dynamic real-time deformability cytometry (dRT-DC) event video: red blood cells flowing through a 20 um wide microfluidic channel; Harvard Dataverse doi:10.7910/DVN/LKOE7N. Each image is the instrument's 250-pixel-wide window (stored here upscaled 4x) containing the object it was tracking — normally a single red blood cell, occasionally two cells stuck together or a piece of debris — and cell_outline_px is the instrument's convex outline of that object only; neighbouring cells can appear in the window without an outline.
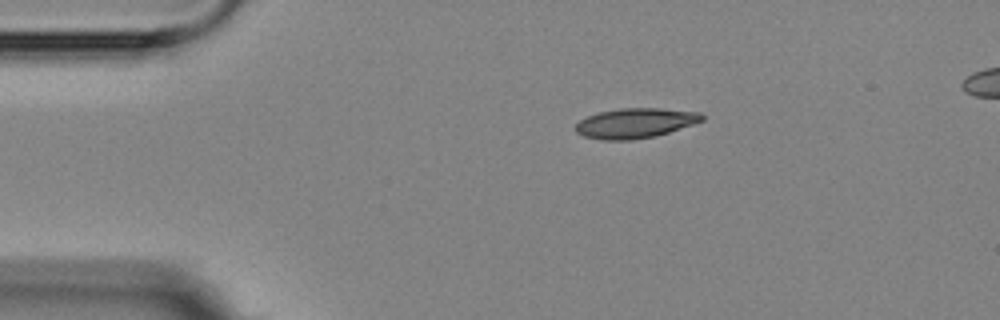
{"species": "Egyptian fruit bat (a non-hibernating species)", "species_latin": "Rousettus aegyptiacus", "temperature_condition": "room temperature", "stored_images_in_passage": 2, "camera_frame_rate_fps": 3000, "um_per_image_px": 0.085, "animal": {"sex": "female"}, "frame": {"image": 1, "passage_image": 1, "time_ms": 0.0, "image_size_px": [1000, 320], "cell_outline_px": [[704, 120], [656, 136], [632, 140], [604, 140], [584, 136], [576, 132], [576, 124], [580, 120], [588, 116], [600, 112], [620, 108], [660, 108], [700, 112], [704, 116]], "centroid_in_image_um": [54.0, 10.46], "position_along_channel_um": 31.0, "area_um2": 21.91}}